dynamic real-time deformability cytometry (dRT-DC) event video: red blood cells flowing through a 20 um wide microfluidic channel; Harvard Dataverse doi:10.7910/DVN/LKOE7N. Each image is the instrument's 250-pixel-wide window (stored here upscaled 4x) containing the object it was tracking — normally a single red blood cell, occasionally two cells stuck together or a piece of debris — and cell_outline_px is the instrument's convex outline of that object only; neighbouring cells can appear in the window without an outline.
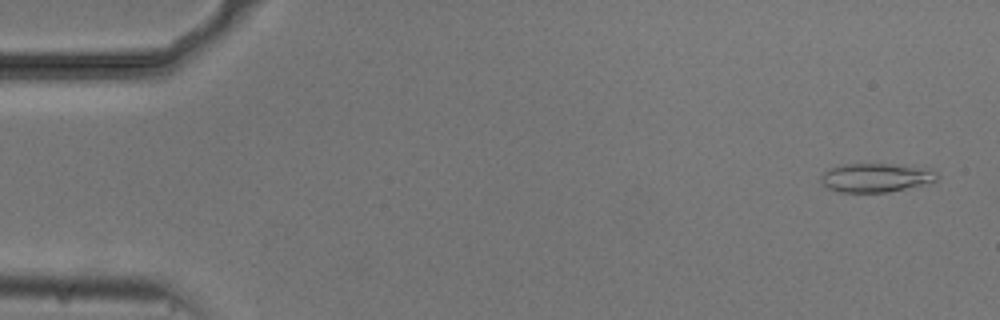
{"species": "common noctule bat (a hibernating species)", "species_latin": "Nyctalus noctula", "temperature_condition": "cold", "stored_images_in_passage": 33, "camera_frame_rate_fps": 3000, "um_per_image_px": 0.085, "animal": {"sex": "male", "body_mass_g": 20.5, "forearm_length_mm": 52.5}, "frame": {"image": 1, "passage_image": 2, "time_ms": 0.333, "image_size_px": [1000, 320], "cell_outline_px": [[940, 176], [936, 180], [888, 192], [840, 192], [828, 188], [820, 184], [820, 176], [828, 168], [840, 164], [888, 164], [932, 168]], "centroid_in_image_um": [74.39, 15.08], "position_along_channel_um": 10.6, "area_um2": 19.54}}
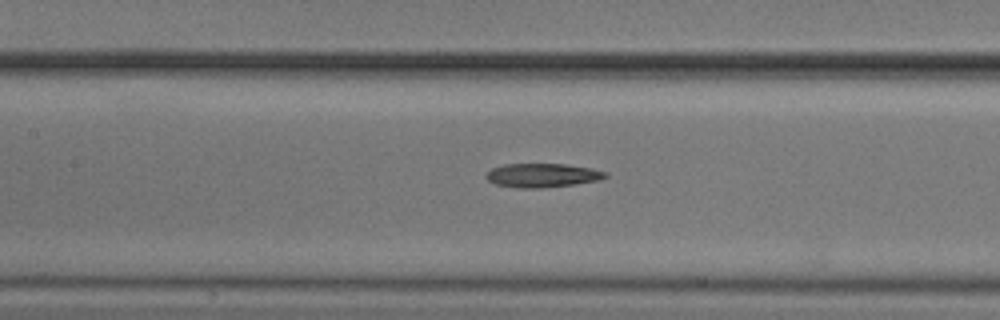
{"frame": {"image": 2, "passage_image": 24, "time_ms": 7.667, "image_size_px": [1000, 320], "cell_outline_px": [[608, 176], [596, 180], [576, 184], [540, 188], [516, 188], [496, 184], [488, 180], [484, 176], [492, 168], [504, 164], [568, 164], [592, 168], [608, 172]], "centroid_in_image_um": [46.1, 14.9], "position_along_channel_um": 161.3, "area_um2": 16.65}}
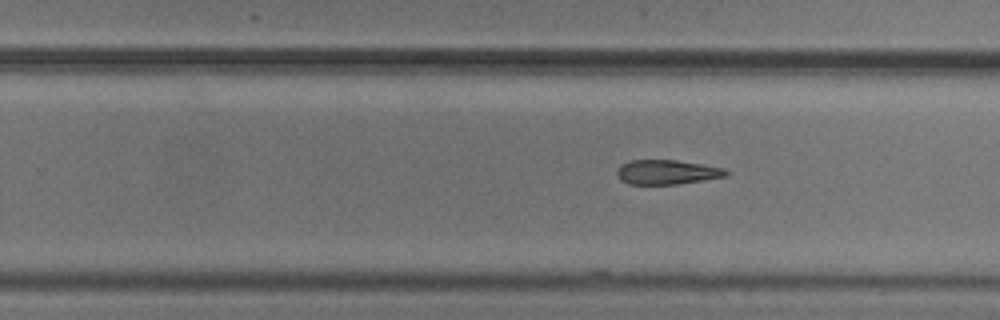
{"frame": {"image": 3, "passage_image": 33, "time_ms": 10.667, "image_size_px": [1000, 320], "cell_outline_px": [[728, 176], [704, 180], [676, 184], [628, 184], [620, 180], [616, 172], [616, 168], [628, 160], [676, 160], [724, 168], [728, 172]], "centroid_in_image_um": [56.65, 14.63], "position_along_channel_um": 273.1, "area_um2": 15.61}}